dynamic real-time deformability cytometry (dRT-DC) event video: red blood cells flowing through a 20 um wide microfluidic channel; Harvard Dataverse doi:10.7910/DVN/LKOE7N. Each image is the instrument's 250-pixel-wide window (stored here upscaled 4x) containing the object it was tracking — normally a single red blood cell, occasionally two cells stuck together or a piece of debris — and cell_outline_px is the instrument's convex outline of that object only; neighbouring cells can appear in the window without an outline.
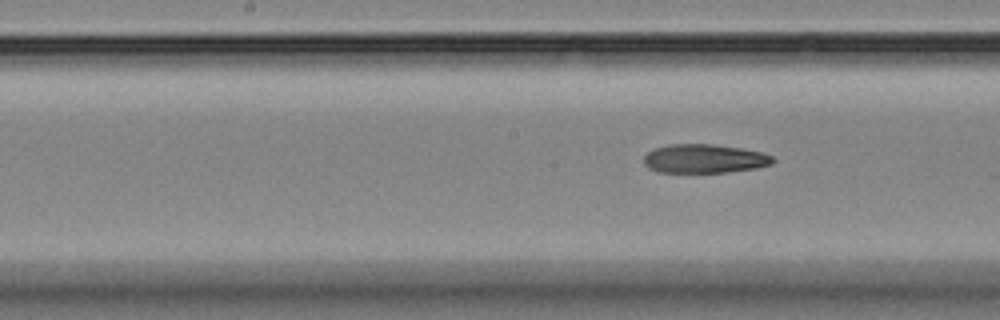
{"species": "Egyptian fruit bat (a non-hibernating species)", "species_latin": "Rousettus aegyptiacus", "temperature_condition": "room temperature", "stored_images_in_passage": 8, "camera_frame_rate_fps": 3000, "um_per_image_px": 0.085, "animal": {"sex": "female"}, "frame": {"image": 1, "passage_image": 8, "time_ms": 9.0, "image_size_px": [1000, 320], "cell_outline_px": [[776, 160], [772, 164], [756, 168], [728, 172], [656, 172], [648, 168], [644, 164], [644, 156], [648, 152], [656, 148], [668, 144], [712, 144], [740, 148], [764, 152], [772, 156]], "centroid_in_image_um": [59.89, 13.49], "position_along_channel_um": 188.3, "area_um2": 21.79}}